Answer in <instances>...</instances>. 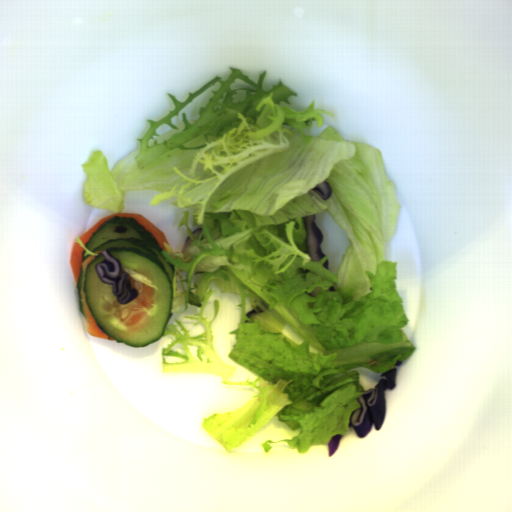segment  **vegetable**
I'll list each match as a JSON object with an SVG mask.
<instances>
[{
  "label": "vegetable",
  "instance_id": "1",
  "mask_svg": "<svg viewBox=\"0 0 512 512\" xmlns=\"http://www.w3.org/2000/svg\"><path fill=\"white\" fill-rule=\"evenodd\" d=\"M225 80L214 76L181 101L167 93L174 108L149 127L138 148L110 163L104 151L89 153L81 168L87 175L83 198L87 207L123 213L127 192L156 190L149 206L171 200L183 211L190 244L175 251L163 242L162 256L174 266L170 312H184L188 304L201 308L190 318L205 332L190 331L175 319L163 337L175 340L161 348L163 373H207L224 386L257 390L231 412L205 417L202 428L228 453L261 431L274 417L293 431L289 438L261 443H287L304 455L313 445H328L335 434L346 435L358 399L366 391L360 372L381 374L405 361L417 349L403 327L409 318L397 290L398 261H388L385 243L396 232L402 211L395 186L387 177L382 152L366 142L349 140L336 126L318 136L306 134L322 115L315 99L295 110L289 97L298 93L277 84L265 90L267 70L257 82L240 68ZM221 82L220 89L191 125L164 143L156 128L171 119L202 93ZM333 187L323 201L312 189L323 180ZM327 211L346 232L350 243L335 274L311 262L302 252L305 230L300 216ZM320 228V227H319ZM321 229V228H320ZM241 295L236 342L228 357L256 378L229 382L236 367L219 359L211 326L203 311L216 289ZM334 285L337 292L327 291ZM258 313L248 319L246 312ZM286 322L304 338L297 343L285 334ZM162 337V338H163ZM355 369V370H354Z\"/></svg>",
  "mask_w": 512,
  "mask_h": 512
},
{
  "label": "vegetable",
  "instance_id": "2",
  "mask_svg": "<svg viewBox=\"0 0 512 512\" xmlns=\"http://www.w3.org/2000/svg\"><path fill=\"white\" fill-rule=\"evenodd\" d=\"M75 243H77L80 247H82L84 249V251H83L84 257H88V256L97 257L99 255L96 252H93L90 249H88L79 236H76Z\"/></svg>",
  "mask_w": 512,
  "mask_h": 512
}]
</instances>
